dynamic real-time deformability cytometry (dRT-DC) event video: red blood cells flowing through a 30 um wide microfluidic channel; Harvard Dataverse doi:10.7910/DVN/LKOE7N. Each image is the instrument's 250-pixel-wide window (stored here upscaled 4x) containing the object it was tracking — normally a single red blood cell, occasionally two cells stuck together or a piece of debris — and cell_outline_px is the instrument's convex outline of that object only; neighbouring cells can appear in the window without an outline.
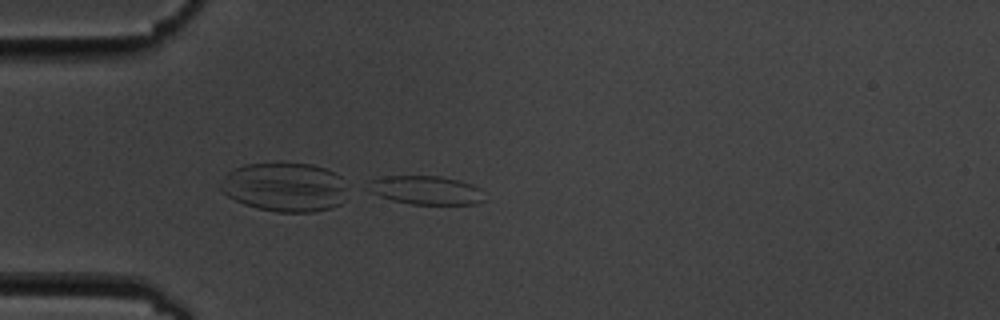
{"species": "common noctule bat (a hibernating species)", "species_latin": "Nyctalus noctula", "temperature_condition": "cold", "stored_images_in_passage": 8, "camera_frame_rate_fps": 3000, "um_per_image_px": 0.085, "animal": {"sex": "male", "body_mass_g": 19.5, "forearm_length_mm": 54.6}, "frame": {"image": 1, "passage_image": 5, "time_ms": 4.667, "image_size_px": [1000, 320], "cell_outline_px": [[488, 200], [476, 204], [412, 204], [392, 200], [368, 192], [360, 188], [368, 180], [384, 176], [440, 176], [460, 180], [472, 184], [480, 188]], "centroid_in_image_um": [36.15, 16.16], "position_along_channel_um": 48.9, "area_um2": 20.11}}
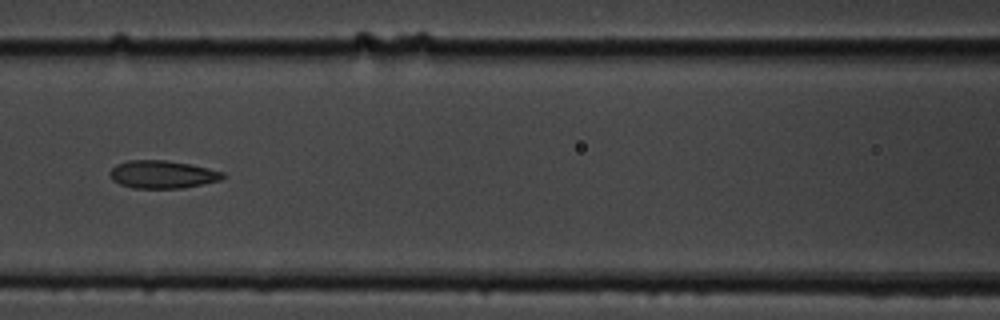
{"frame": {"image": 2, "passage_image": 8, "time_ms": 8.0, "image_size_px": [1000, 320], "cell_outline_px": [[224, 176], [220, 180], [184, 188], [132, 188], [120, 184], [112, 180], [108, 172], [116, 164], [128, 160], [164, 160], [188, 164], [208, 168], [224, 172]], "centroid_in_image_um": [13.76, 14.83], "position_along_channel_um": 152.8, "area_um2": 18.26}}